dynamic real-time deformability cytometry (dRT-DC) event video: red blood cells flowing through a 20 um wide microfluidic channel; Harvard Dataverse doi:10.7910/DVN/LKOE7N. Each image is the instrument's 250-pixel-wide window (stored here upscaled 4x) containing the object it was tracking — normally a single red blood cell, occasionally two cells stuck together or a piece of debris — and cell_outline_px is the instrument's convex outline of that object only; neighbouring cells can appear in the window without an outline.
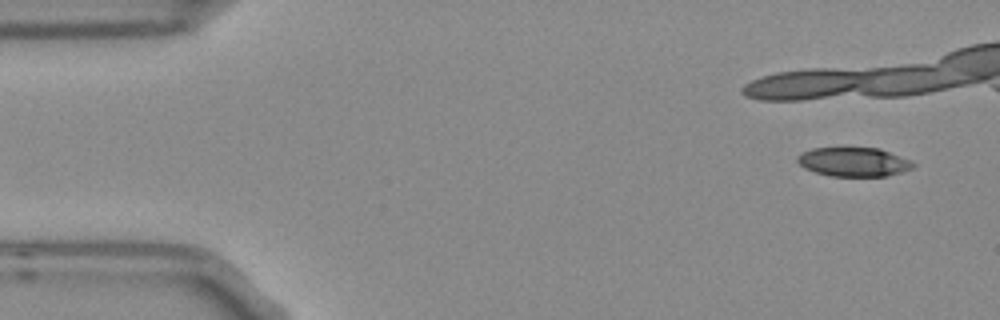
{"species": "Egyptian fruit bat (a non-hibernating species)", "species_latin": "Rousettus aegyptiacus", "temperature_condition": "room temperature", "stored_images_in_passage": 7, "camera_frame_rate_fps": 3000, "um_per_image_px": 0.085, "frame": {"image": 1, "passage_image": 1, "time_ms": 0.0, "image_size_px": [1000, 320], "cell_outline_px": [[916, 164], [912, 168], [888, 176], [832, 176], [816, 172], [804, 168], [796, 160], [796, 156], [800, 152], [812, 148], [880, 148], [912, 160]], "centroid_in_image_um": [72.56, 13.75], "position_along_channel_um": 12.4, "area_um2": 19.71}}